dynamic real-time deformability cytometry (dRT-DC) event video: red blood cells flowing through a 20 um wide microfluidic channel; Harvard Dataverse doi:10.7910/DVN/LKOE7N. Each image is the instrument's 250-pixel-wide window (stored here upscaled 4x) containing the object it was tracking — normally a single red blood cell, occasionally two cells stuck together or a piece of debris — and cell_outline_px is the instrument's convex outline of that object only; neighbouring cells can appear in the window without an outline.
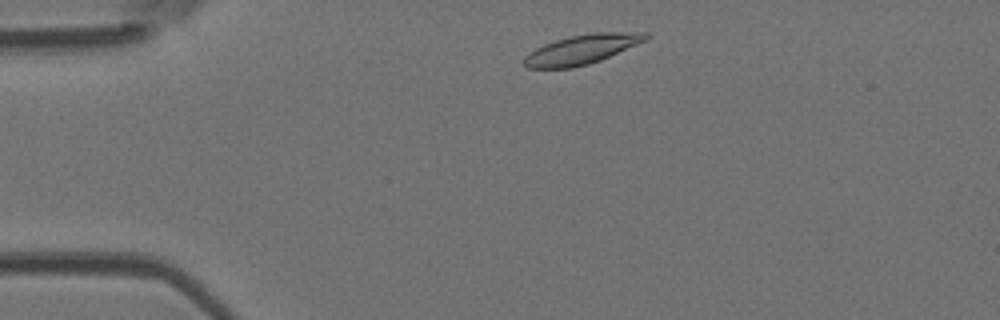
{"species": "Egyptian fruit bat (a non-hibernating species)", "species_latin": "Rousettus aegyptiacus", "temperature_condition": "room temperature", "stored_images_in_passage": 40, "camera_frame_rate_fps": 3000, "um_per_image_px": 0.085, "animal": {"sex": "female"}, "frame": {"image": 1, "passage_image": 3, "time_ms": 0.667, "image_size_px": [1000, 320], "cell_outline_px": [[652, 36], [648, 40], [600, 60], [588, 64], [572, 68], [528, 68], [524, 64], [524, 56], [528, 52], [544, 44], [556, 40], [572, 36], [596, 32], [648, 32]], "centroid_in_image_um": [49.5, 4.19], "position_along_channel_um": 35.5, "area_um2": 20.92}}
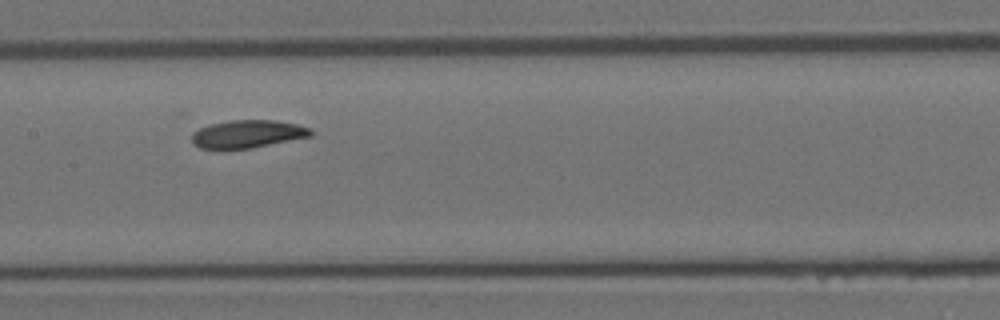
{"frame": {"image": 2, "passage_image": 18, "time_ms": 5.667, "image_size_px": [1000, 320], "cell_outline_px": [[312, 136], [252, 148], [200, 148], [192, 144], [192, 132], [200, 128], [212, 124], [232, 120], [276, 120], [296, 124], [312, 128]], "centroid_in_image_um": [21.07, 11.38], "position_along_channel_um": 186.3, "area_um2": 19.19}}
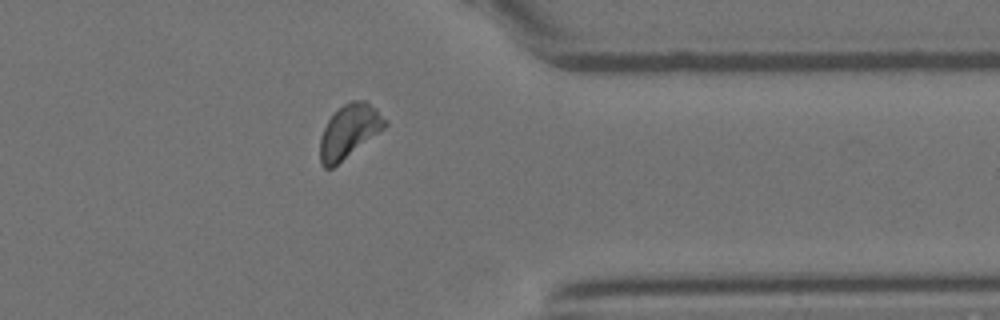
{"frame": {"image": 3, "passage_image": 34, "time_ms": 11.0, "image_size_px": [1000, 320], "cell_outline_px": [[388, 124], [384, 128], [332, 168], [324, 168], [320, 164], [320, 136], [328, 120], [344, 104], [352, 100], [364, 100], [376, 108], [388, 120]], "centroid_in_image_um": [29.68, 11.15], "position_along_channel_um": 381.7, "area_um2": 19.94}}